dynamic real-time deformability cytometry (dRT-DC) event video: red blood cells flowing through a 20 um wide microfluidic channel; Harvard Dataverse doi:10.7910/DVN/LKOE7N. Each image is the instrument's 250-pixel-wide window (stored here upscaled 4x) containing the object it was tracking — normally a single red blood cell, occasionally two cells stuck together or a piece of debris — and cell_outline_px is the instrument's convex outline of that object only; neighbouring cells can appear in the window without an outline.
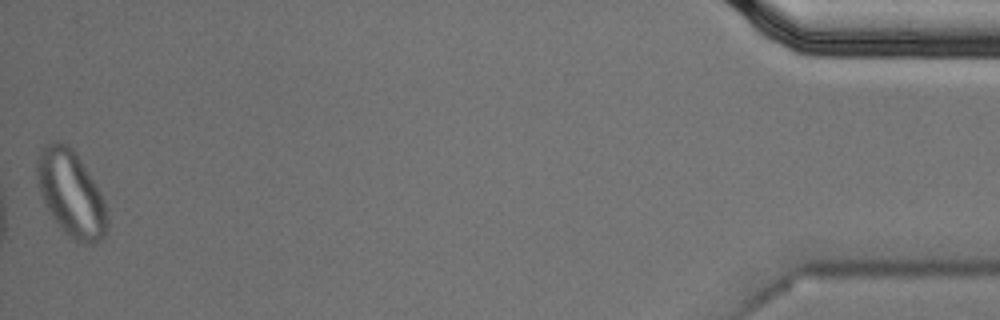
{"species": "Egyptian fruit bat (a non-hibernating species)", "species_latin": "Rousettus aegyptiacus", "temperature_condition": "cold", "stored_images_in_passage": 41, "segment_of_instrument_passage": [2, 2], "camera_frame_rate_fps": 3000, "um_per_image_px": 0.085, "animal": {"sex": "male"}, "frame": {"image": 1, "passage_image": 41, "time_ms": 13.333, "image_size_px": [1000, 320], "cell_outline_px": [[108, 228], [104, 236], [100, 240], [92, 244], [84, 244], [76, 240], [64, 232], [52, 216], [44, 204], [36, 184], [36, 160], [40, 148], [44, 144], [52, 140], [60, 140], [68, 144], [76, 152], [100, 192], [104, 200], [108, 212]], "centroid_in_image_um": [6.01, 16.41], "position_along_channel_um": 429.2, "area_um2": 35.72}}